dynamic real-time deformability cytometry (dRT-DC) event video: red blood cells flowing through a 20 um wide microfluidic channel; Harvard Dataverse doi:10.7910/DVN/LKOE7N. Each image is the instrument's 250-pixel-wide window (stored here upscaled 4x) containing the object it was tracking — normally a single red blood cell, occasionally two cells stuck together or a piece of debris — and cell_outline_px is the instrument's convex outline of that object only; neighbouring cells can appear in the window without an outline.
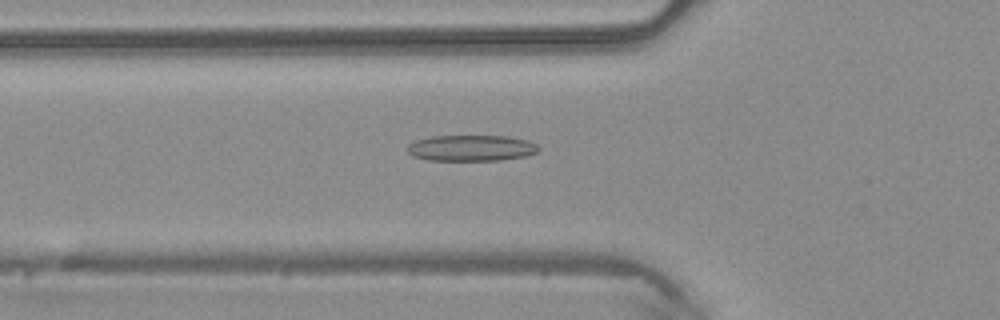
{"species": "common noctule bat (a hibernating species)", "species_latin": "Nyctalus noctula", "temperature_condition": "warm", "stored_images_in_passage": 43, "camera_frame_rate_fps": 3000, "um_per_image_px": 0.085, "animal": {"sex": "male", "body_mass_g": 20.4}, "frame": {"image": 1, "passage_image": 12, "time_ms": 3.667, "image_size_px": [1000, 320], "cell_outline_px": [[540, 148], [536, 152], [524, 156], [500, 160], [428, 160], [412, 156], [408, 152], [408, 144], [416, 140], [432, 136], [508, 136], [528, 140], [536, 144]], "centroid_in_image_um": [40.05, 12.58], "position_along_channel_um": 85.8, "area_um2": 19.83}}
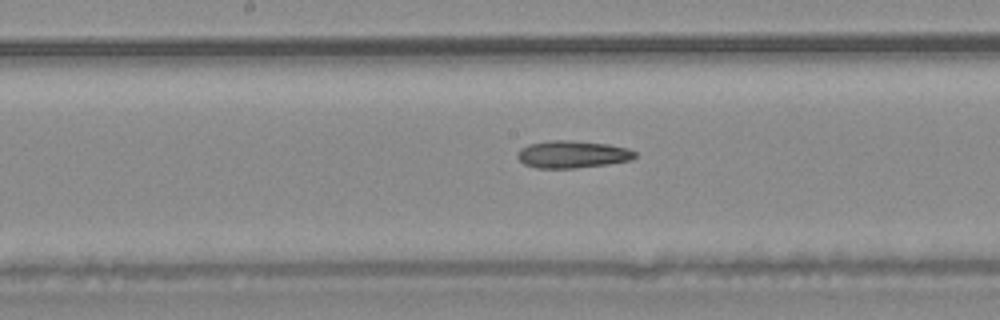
{"frame": {"image": 2, "passage_image": 20, "time_ms": 6.333, "image_size_px": [1000, 320], "cell_outline_px": [[636, 156], [632, 160], [608, 164], [576, 168], [536, 168], [524, 164], [516, 156], [516, 152], [520, 148], [528, 144], [552, 140], [568, 140], [608, 144], [628, 148], [636, 152]], "centroid_in_image_um": [48.64, 13.12], "position_along_channel_um": 199.6, "area_um2": 18.84}}
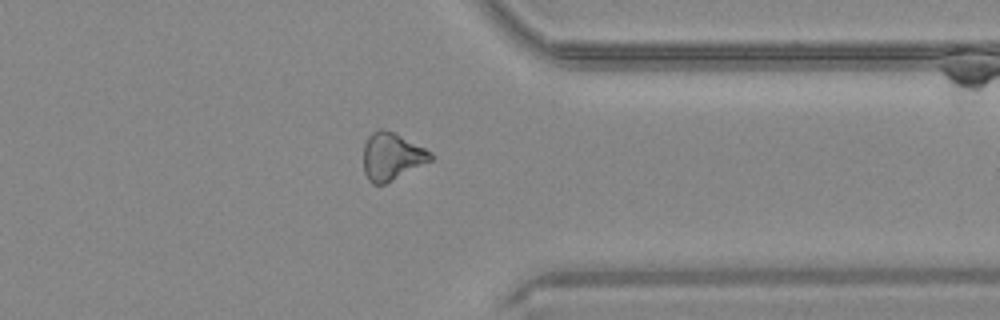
{"frame": {"image": 3, "passage_image": 33, "time_ms": 10.667, "image_size_px": [1000, 320], "cell_outline_px": [[432, 160], [384, 184], [372, 184], [368, 180], [364, 172], [364, 144], [368, 136], [372, 132], [380, 128], [384, 128], [432, 152]], "centroid_in_image_um": [33.26, 13.3], "position_along_channel_um": 378.1, "area_um2": 18.26}}